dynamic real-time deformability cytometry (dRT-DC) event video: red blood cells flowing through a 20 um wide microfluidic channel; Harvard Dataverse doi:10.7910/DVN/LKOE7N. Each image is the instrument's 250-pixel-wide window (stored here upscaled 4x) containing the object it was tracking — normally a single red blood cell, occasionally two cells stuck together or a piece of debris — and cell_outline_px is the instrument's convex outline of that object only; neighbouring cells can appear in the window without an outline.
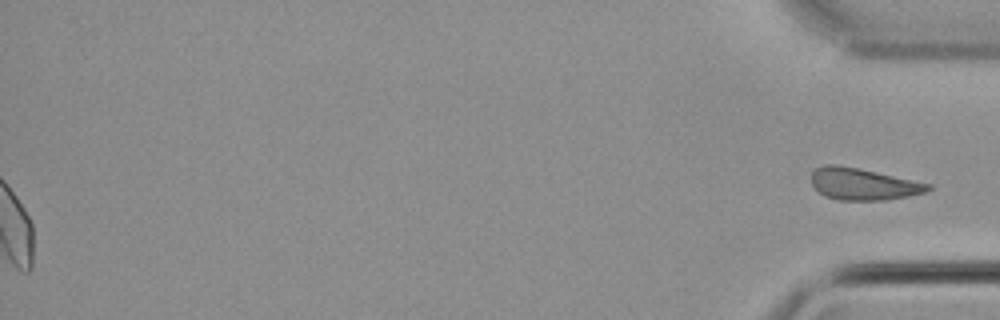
{"species": "common noctule bat (a hibernating species)", "species_latin": "Nyctalus noctula", "temperature_condition": "cold", "stored_images_in_passage": 52, "segment_of_instrument_passage": [2, 2], "camera_frame_rate_fps": 3000, "um_per_image_px": 0.085, "animal": {"sex": "male", "body_mass_g": 21.5, "forearm_length_mm": 52.0}, "frame": {"image": 1, "passage_image": 52, "time_ms": 17.0, "image_size_px": [1000, 320], "cell_outline_px": [[932, 188], [924, 192], [908, 196], [884, 200], [836, 200], [824, 196], [812, 184], [812, 172], [816, 168], [824, 164], [836, 164], [876, 172], [932, 184]], "centroid_in_image_um": [73.35, 15.65], "position_along_channel_um": 361.9, "area_um2": 21.44}}